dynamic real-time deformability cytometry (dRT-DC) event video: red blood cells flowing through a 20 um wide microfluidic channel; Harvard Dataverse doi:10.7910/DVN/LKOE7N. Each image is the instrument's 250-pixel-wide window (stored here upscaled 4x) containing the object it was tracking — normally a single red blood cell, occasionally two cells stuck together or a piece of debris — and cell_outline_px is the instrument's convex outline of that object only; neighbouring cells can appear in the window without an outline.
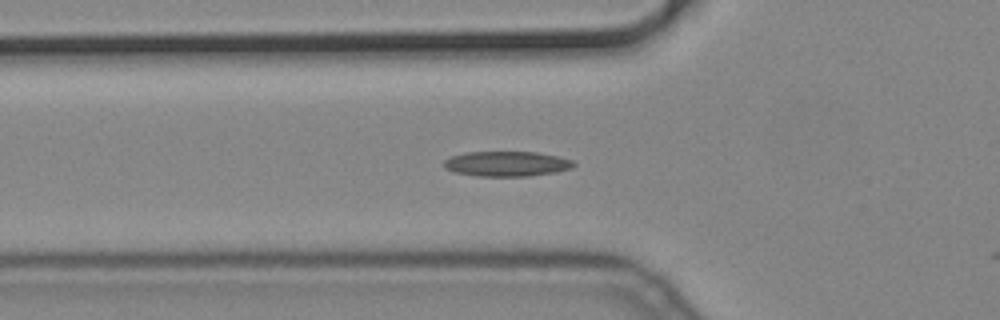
{"species": "common noctule bat (a hibernating species)", "species_latin": "Nyctalus noctula", "temperature_condition": "cold", "stored_images_in_passage": 32, "camera_frame_rate_fps": 3000, "um_per_image_px": 0.085, "animal": {"sex": "male", "body_mass_g": 19.2, "forearm_length_mm": 51.8}, "frame": {"image": 1, "passage_image": 3, "time_ms": 0.667, "image_size_px": [1000, 320], "cell_outline_px": [[576, 164], [572, 168], [556, 172], [528, 176], [476, 176], [456, 172], [444, 168], [444, 160], [452, 156], [464, 152], [536, 152], [556, 156], [572, 160]], "centroid_in_image_um": [43.07, 13.92], "position_along_channel_um": 82.7, "area_um2": 18.9}}
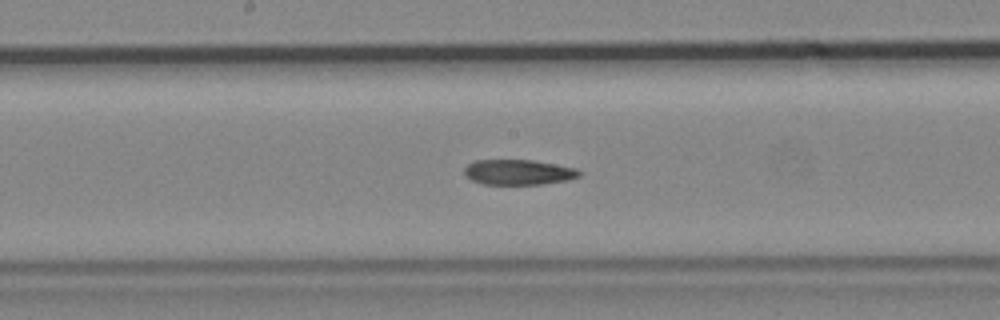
{"frame": {"image": 2, "passage_image": 13, "time_ms": 4.0, "image_size_px": [1000, 320], "cell_outline_px": [[580, 176], [568, 180], [540, 184], [484, 184], [472, 180], [464, 176], [464, 168], [468, 164], [476, 160], [532, 160], [576, 168], [580, 172]], "centroid_in_image_um": [44.04, 14.63], "position_along_channel_um": 204.2, "area_um2": 16.82}}
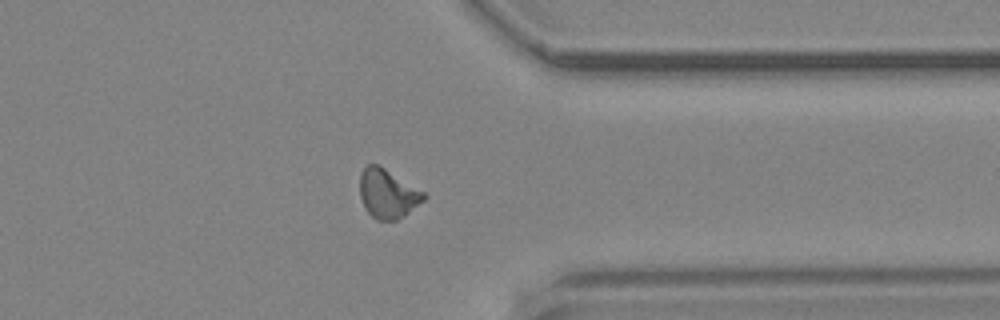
{"frame": {"image": 3, "passage_image": 28, "time_ms": 9.0, "image_size_px": [1000, 320], "cell_outline_px": [[428, 196], [424, 200], [404, 216], [396, 220], [376, 220], [364, 208], [360, 196], [360, 172], [368, 164], [380, 164], [424, 192]], "centroid_in_image_um": [32.94, 16.45], "position_along_channel_um": 378.5, "area_um2": 18.44}}